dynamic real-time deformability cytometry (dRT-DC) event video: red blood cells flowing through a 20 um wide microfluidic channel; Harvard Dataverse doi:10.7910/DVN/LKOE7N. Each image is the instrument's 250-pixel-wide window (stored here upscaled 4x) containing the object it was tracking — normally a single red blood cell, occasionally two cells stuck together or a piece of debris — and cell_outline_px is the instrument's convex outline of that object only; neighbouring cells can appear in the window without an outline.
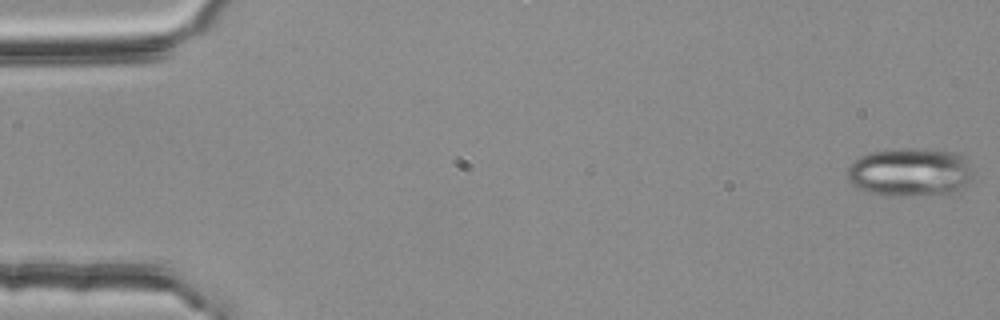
{"species": "common noctule bat (a hibernating species)", "species_latin": "Nyctalus noctula", "temperature_condition": "room temperature", "stored_images_in_passage": 55, "segment_of_instrument_passage": [1, 2], "camera_frame_rate_fps": 3000, "um_per_image_px": 0.085, "animal": {"sex": "female", "body_mass_g": 25.1}, "frame": {"image": 1, "passage_image": 1, "time_ms": 0.0, "image_size_px": [1000, 320], "cell_outline_px": [[972, 180], [960, 192], [952, 196], [888, 196], [868, 192], [852, 184], [848, 180], [848, 168], [852, 160], [868, 152], [904, 148], [916, 148], [960, 152], [968, 160], [972, 172]], "centroid_in_image_um": [77.44, 14.66], "position_along_channel_um": 7.6, "area_um2": 36.88}}
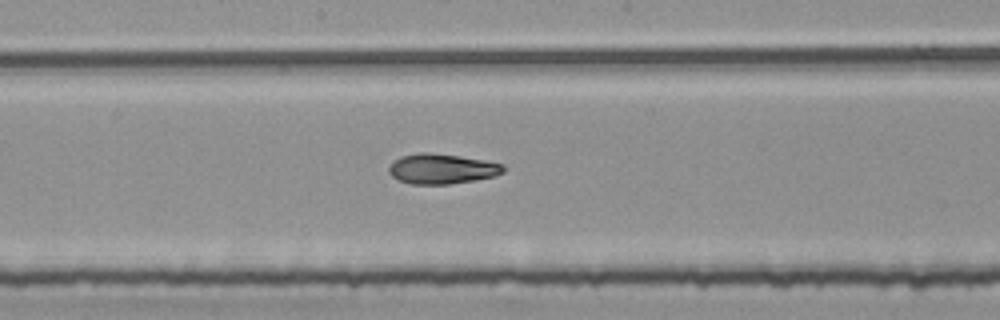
{"frame": {"image": 2, "passage_image": 29, "time_ms": 9.333, "image_size_px": [1000, 320], "cell_outline_px": [[504, 172], [496, 176], [448, 184], [412, 184], [400, 180], [392, 176], [388, 172], [388, 168], [400, 156], [420, 152], [428, 152], [460, 156], [484, 160], [504, 164]], "centroid_in_image_um": [37.57, 14.34], "position_along_channel_um": 210.6, "area_um2": 19.94}}
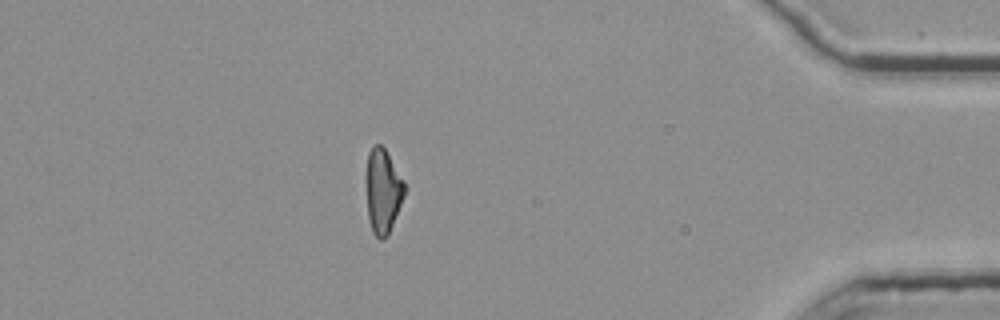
{"frame": {"image": 3, "passage_image": 48, "time_ms": 15.667, "image_size_px": [1000, 320], "cell_outline_px": [[408, 188], [388, 236], [384, 240], [380, 240], [372, 232], [368, 220], [364, 180], [364, 176], [368, 152], [372, 144], [380, 144], [384, 148], [404, 180]], "centroid_in_image_um": [32.52, 16.24], "position_along_channel_um": 402.7, "area_um2": 19.83}}